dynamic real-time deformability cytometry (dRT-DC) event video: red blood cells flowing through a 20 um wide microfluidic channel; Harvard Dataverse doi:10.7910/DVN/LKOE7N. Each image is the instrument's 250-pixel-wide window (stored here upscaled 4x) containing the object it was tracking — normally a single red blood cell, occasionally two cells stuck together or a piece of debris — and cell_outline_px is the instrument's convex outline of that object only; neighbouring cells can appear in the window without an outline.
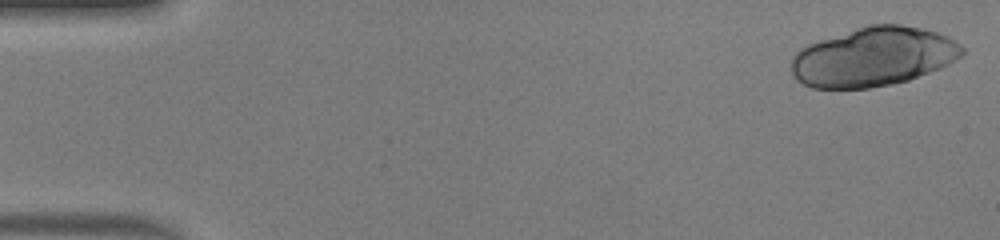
{"species": "human", "species_latin": "Homo sapiens", "temperature_condition": "warm", "stored_images_in_passage": 13, "camera_frame_rate_fps": 3000, "um_per_image_px": 0.085, "donor": {"sex": "male"}, "frame": {"image": 1, "passage_image": 1, "time_ms": 0.0, "image_size_px": [1000, 240], "cell_outline_px": [[964, 52], [956, 60], [940, 68], [908, 80], [892, 84], [868, 88], [812, 88], [796, 80], [792, 72], [792, 56], [800, 48], [808, 44], [868, 24], [900, 24], [924, 28], [948, 36], [960, 44], [964, 48]], "centroid_in_image_um": [74.24, 4.82], "position_along_channel_um": 10.8, "area_um2": 58.84}}